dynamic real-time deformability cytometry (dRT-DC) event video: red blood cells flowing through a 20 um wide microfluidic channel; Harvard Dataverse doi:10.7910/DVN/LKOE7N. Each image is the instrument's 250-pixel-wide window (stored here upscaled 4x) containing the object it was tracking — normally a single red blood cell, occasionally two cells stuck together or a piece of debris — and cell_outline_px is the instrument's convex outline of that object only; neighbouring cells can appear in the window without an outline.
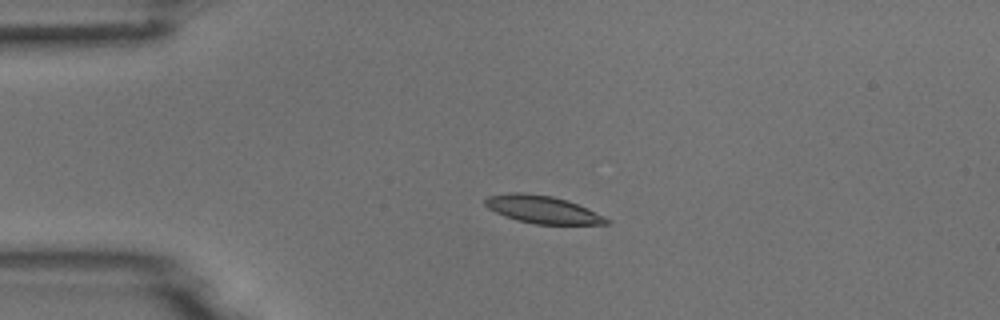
{"species": "common noctule bat (a hibernating species)", "species_latin": "Nyctalus noctula", "temperature_condition": "room temperature", "stored_images_in_passage": 6, "camera_frame_rate_fps": 3000, "um_per_image_px": 0.085, "animal": {"sex": "male", "body_mass_g": 18.8}, "frame": {"image": 1, "passage_image": 4, "time_ms": 1.0, "image_size_px": [1000, 320], "cell_outline_px": [[612, 220], [608, 224], [536, 224], [516, 220], [504, 216], [488, 208], [484, 204], [484, 200], [488, 196], [508, 192], [524, 192], [552, 196], [568, 200], [604, 216]], "centroid_in_image_um": [46.09, 17.8], "position_along_channel_um": 38.9, "area_um2": 19.59}}
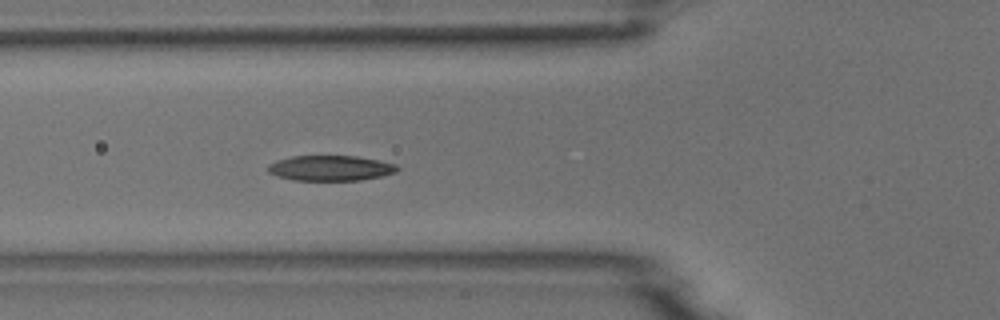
{"frame": {"image": 2, "passage_image": 6, "time_ms": 1.667, "image_size_px": [1000, 320], "cell_outline_px": [[400, 168], [396, 172], [380, 176], [360, 180], [292, 180], [276, 176], [268, 172], [268, 164], [276, 160], [292, 156], [356, 156], [380, 160], [396, 164]], "centroid_in_image_um": [28.08, 14.28], "position_along_channel_um": 97.7, "area_um2": 19.13}}